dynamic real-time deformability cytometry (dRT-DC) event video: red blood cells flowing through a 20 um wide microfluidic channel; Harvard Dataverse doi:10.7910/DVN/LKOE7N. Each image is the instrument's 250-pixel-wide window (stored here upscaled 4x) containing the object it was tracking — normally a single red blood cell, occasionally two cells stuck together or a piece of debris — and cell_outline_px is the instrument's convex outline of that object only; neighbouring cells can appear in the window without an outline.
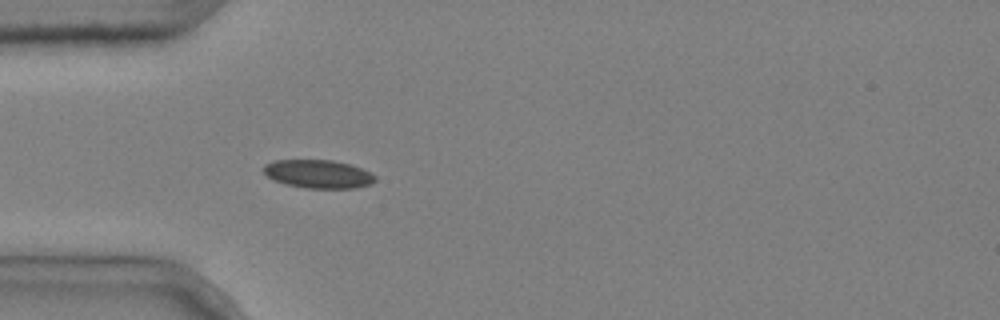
{"species": "common noctule bat (a hibernating species)", "species_latin": "Nyctalus noctula", "temperature_condition": "cold", "stored_images_in_passage": 2, "camera_frame_rate_fps": 3000, "um_per_image_px": 0.085, "animal": {"sex": "male", "body_mass_g": 20.4}, "frame": {"image": 1, "passage_image": 2, "time_ms": 0.333, "image_size_px": [1000, 320], "cell_outline_px": [[376, 180], [372, 184], [356, 188], [304, 188], [284, 184], [272, 180], [264, 172], [264, 164], [276, 160], [332, 160], [352, 164], [372, 172], [376, 176]], "centroid_in_image_um": [27.09, 14.79], "position_along_channel_um": 57.9, "area_um2": 18.73}}